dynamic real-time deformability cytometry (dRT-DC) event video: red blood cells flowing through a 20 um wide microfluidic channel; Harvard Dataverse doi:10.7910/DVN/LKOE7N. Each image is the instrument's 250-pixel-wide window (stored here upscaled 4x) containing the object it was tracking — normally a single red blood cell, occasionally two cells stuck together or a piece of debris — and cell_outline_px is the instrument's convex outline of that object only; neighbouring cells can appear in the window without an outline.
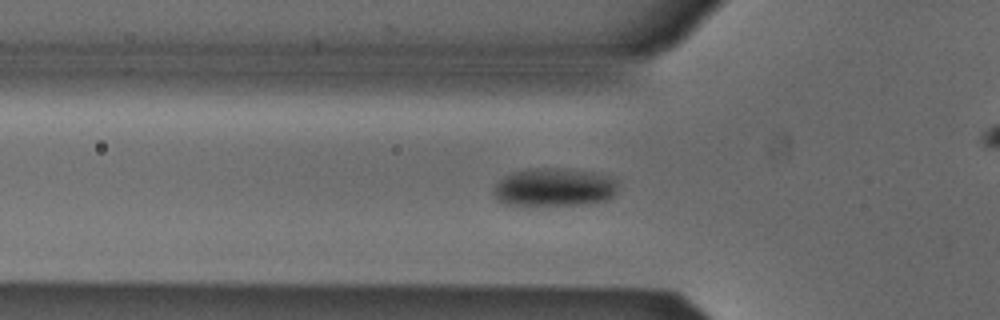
{"species": "Egyptian fruit bat (a non-hibernating species)", "species_latin": "Rousettus aegyptiacus", "temperature_condition": "cold", "stored_images_in_passage": 54, "camera_frame_rate_fps": 3000, "um_per_image_px": 0.085, "animal": {"sex": "male"}, "frame": {"image": 1, "passage_image": 17, "time_ms": 5.333, "image_size_px": [1000, 320], "cell_outline_px": [[616, 192], [608, 200], [580, 204], [508, 204], [496, 200], [492, 192], [492, 188], [504, 176], [512, 172], [528, 168], [548, 168], [592, 172], [608, 176], [616, 180]], "centroid_in_image_um": [47.06, 15.91], "position_along_channel_um": 78.7, "area_um2": 27.28}}
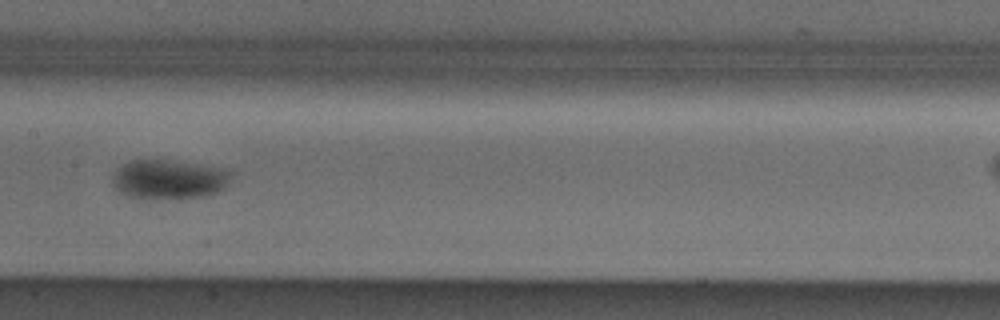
{"frame": {"image": 2, "passage_image": 26, "time_ms": 8.333, "image_size_px": [1000, 320], "cell_outline_px": [[232, 172], [228, 184], [220, 192], [204, 196], [128, 196], [120, 192], [112, 184], [112, 176], [116, 168], [132, 160], [164, 160], [232, 168]], "centroid_in_image_um": [14.42, 15.19], "position_along_channel_um": 193.0, "area_um2": 26.65}}
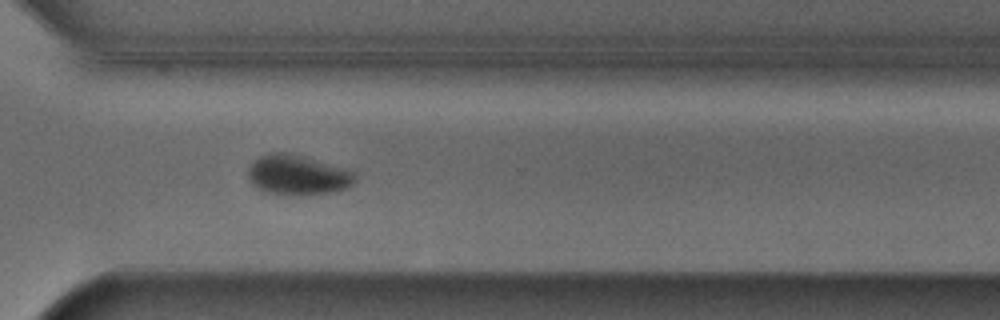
{"frame": {"image": 3, "passage_image": 38, "time_ms": 12.333, "image_size_px": [1000, 320], "cell_outline_px": [[356, 180], [348, 188], [332, 192], [300, 196], [292, 196], [264, 192], [252, 184], [248, 180], [248, 168], [260, 156], [272, 152], [284, 152], [304, 156], [348, 168], [356, 172]], "centroid_in_image_um": [25.34, 14.89], "position_along_channel_um": 345.3, "area_um2": 25.43}}